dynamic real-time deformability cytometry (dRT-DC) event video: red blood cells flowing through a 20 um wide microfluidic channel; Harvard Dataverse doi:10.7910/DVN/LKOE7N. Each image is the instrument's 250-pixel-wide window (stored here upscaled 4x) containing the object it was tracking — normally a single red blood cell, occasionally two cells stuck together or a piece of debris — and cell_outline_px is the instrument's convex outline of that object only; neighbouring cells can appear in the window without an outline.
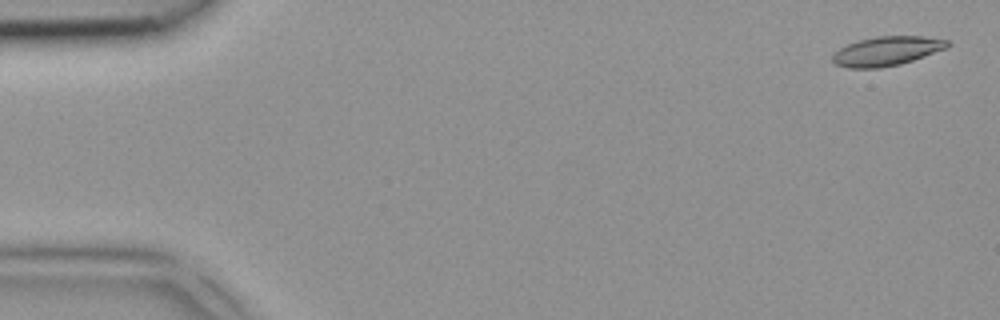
{"species": "common noctule bat (a hibernating species)", "species_latin": "Nyctalus noctula", "temperature_condition": "room temperature", "stored_images_in_passage": 5, "camera_frame_rate_fps": 3000, "um_per_image_px": 0.085, "animal": {"sex": "female", "body_mass_g": 18.4}, "frame": {"image": 1, "passage_image": 1, "time_ms": 0.0, "image_size_px": [1000, 320], "cell_outline_px": [[952, 44], [948, 48], [900, 64], [880, 68], [848, 68], [836, 64], [832, 60], [832, 52], [856, 40], [876, 36], [920, 36], [948, 40]], "centroid_in_image_um": [75.36, 4.34], "position_along_channel_um": 9.6, "area_um2": 19.71}}